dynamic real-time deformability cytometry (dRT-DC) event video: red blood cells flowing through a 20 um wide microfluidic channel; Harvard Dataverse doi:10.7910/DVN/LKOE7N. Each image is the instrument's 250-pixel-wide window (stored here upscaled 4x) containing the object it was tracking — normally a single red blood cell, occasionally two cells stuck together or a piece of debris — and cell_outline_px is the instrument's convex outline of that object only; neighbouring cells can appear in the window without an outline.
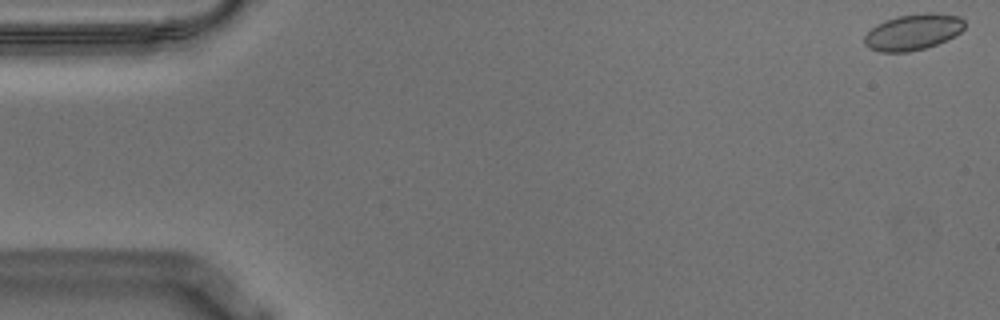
{"species": "Egyptian fruit bat (a non-hibernating species)", "species_latin": "Rousettus aegyptiacus", "temperature_condition": "warm", "stored_images_in_passage": 56, "camera_frame_rate_fps": 3000, "um_per_image_px": 0.085, "animal": {"sex": "male"}, "frame": {"image": 1, "passage_image": 1, "time_ms": 0.0, "image_size_px": [1000, 320], "cell_outline_px": [[964, 28], [956, 36], [936, 44], [924, 48], [908, 52], [880, 52], [868, 48], [864, 44], [864, 36], [876, 24], [884, 20], [896, 16], [924, 12], [936, 12], [960, 16], [964, 20]], "centroid_in_image_um": [77.61, 2.71], "position_along_channel_um": 7.4, "area_um2": 21.33}}
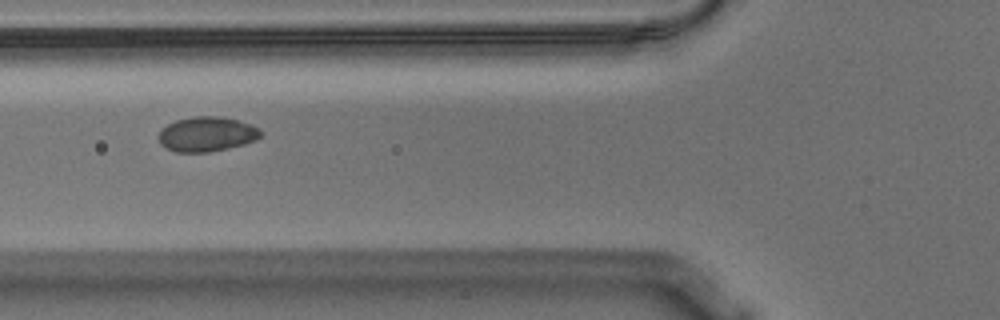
{"frame": {"image": 2, "passage_image": 21, "time_ms": 6.667, "image_size_px": [1000, 320], "cell_outline_px": [[264, 132], [256, 140], [244, 144], [228, 148], [208, 152], [176, 152], [164, 148], [160, 144], [156, 136], [168, 124], [176, 120], [196, 116], [220, 116], [236, 120], [248, 124]], "centroid_in_image_um": [17.54, 11.41], "position_along_channel_um": 108.3, "area_um2": 20.63}}
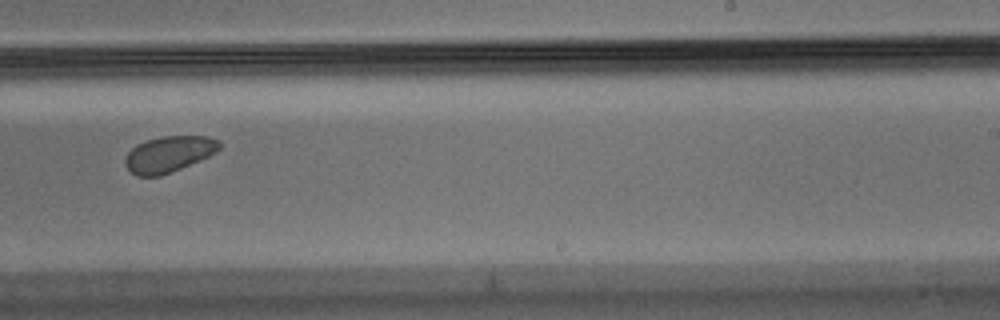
{"frame": {"image": 3, "passage_image": 35, "time_ms": 11.333, "image_size_px": [1000, 320], "cell_outline_px": [[220, 148], [216, 152], [200, 160], [160, 176], [136, 176], [124, 164], [124, 160], [128, 152], [136, 144], [148, 140], [164, 136], [208, 136], [220, 140]], "centroid_in_image_um": [14.35, 13.09], "position_along_channel_um": 274.7, "area_um2": 19.65}, "authors_computed_cell_mechanics": {"area_um2": 20.6346, "velocity_mm_per_s": 3.5663, "shape_relaxation_time_tau1_ms": 3.0229, "shape_relaxation_time_tau2_ms": null, "deformation_change_tau1": 0.063, "deformation_change_tau2": null}}